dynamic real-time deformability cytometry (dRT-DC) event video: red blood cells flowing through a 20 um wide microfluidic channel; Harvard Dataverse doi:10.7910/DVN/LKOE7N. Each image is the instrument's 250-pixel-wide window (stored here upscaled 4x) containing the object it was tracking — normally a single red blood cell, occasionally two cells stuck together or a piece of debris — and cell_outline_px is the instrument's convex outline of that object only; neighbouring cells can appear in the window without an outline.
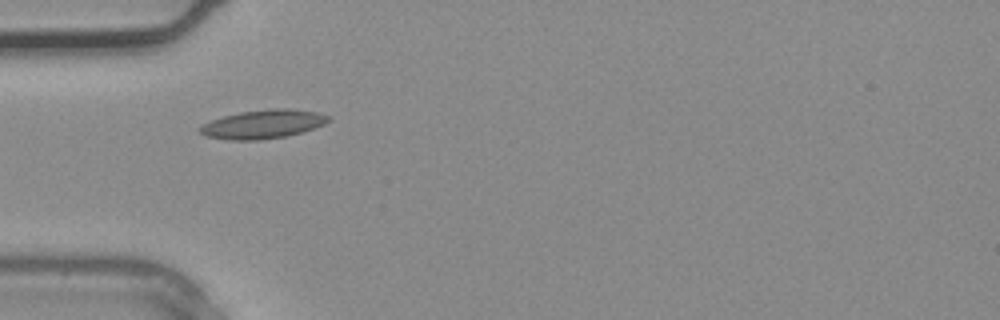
{"species": "common noctule bat (a hibernating species)", "species_latin": "Nyctalus noctula", "temperature_condition": "warm", "stored_images_in_passage": 2, "camera_frame_rate_fps": 3000, "um_per_image_px": 0.085, "animal": {"sex": "male", "body_mass_g": 20.4}, "frame": {"image": 1, "passage_image": 2, "time_ms": 0.333, "image_size_px": [1000, 320], "cell_outline_px": [[332, 120], [324, 124], [300, 132], [284, 136], [260, 140], [228, 140], [204, 136], [196, 128], [200, 124], [224, 116], [240, 112], [276, 108], [288, 108], [316, 112], [332, 116]], "centroid_in_image_um": [22.32, 10.55], "position_along_channel_um": 62.7, "area_um2": 21.56}}